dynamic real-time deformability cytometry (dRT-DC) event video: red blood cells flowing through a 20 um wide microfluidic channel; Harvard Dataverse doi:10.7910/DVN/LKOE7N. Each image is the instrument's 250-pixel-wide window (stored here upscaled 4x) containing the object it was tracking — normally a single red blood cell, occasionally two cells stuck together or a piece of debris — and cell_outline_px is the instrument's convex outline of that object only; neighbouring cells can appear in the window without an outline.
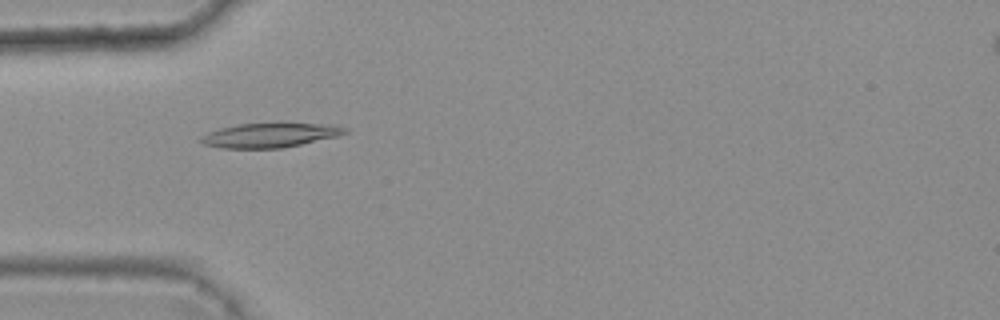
{"species": "common noctule bat (a hibernating species)", "species_latin": "Nyctalus noctula", "temperature_condition": "warm", "stored_images_in_passage": 3, "camera_frame_rate_fps": 3000, "um_per_image_px": 0.085, "animal": {"sex": "female", "body_mass_g": 25.1}, "frame": {"image": 1, "passage_image": 2, "time_ms": 0.333, "image_size_px": [1000, 320], "cell_outline_px": [[348, 132], [340, 136], [284, 148], [220, 148], [204, 144], [200, 140], [200, 136], [208, 132], [220, 128], [240, 124], [336, 124], [348, 128]], "centroid_in_image_um": [23.0, 11.5], "position_along_channel_um": 62.0, "area_um2": 20.46}}
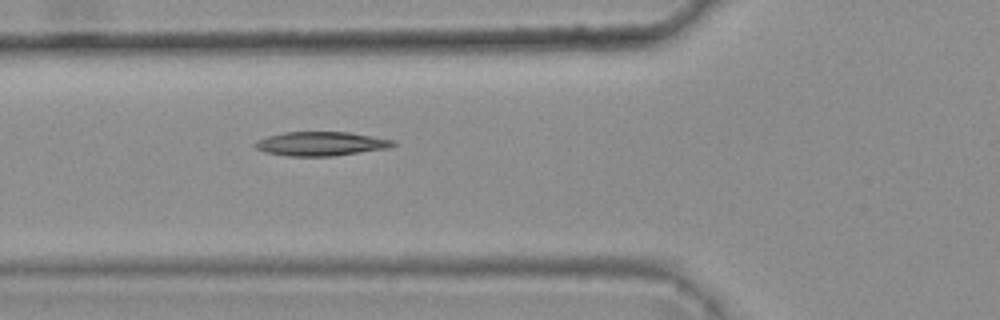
{"frame": {"image": 2, "passage_image": 3, "time_ms": 0.667, "image_size_px": [1000, 320], "cell_outline_px": [[396, 144], [388, 148], [332, 156], [288, 156], [264, 152], [256, 148], [252, 144], [256, 140], [268, 136], [284, 132], [348, 132], [396, 140]], "centroid_in_image_um": [27.25, 12.21], "position_along_channel_um": 98.5, "area_um2": 19.36}}